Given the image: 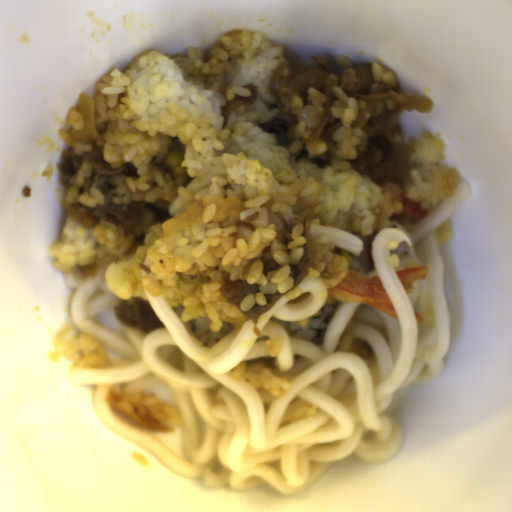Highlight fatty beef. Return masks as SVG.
<instances>
[{
	"instance_id": "51303b74",
	"label": "fatty beef",
	"mask_w": 512,
	"mask_h": 512,
	"mask_svg": "<svg viewBox=\"0 0 512 512\" xmlns=\"http://www.w3.org/2000/svg\"><path fill=\"white\" fill-rule=\"evenodd\" d=\"M231 272L225 270H218L212 274L209 278L210 282L219 283L222 285L220 291V298L236 308L245 318V320L252 321V332L257 337H261L262 334L258 328L259 317L265 312L271 309L277 302L283 297L284 293L277 290L275 293H265L266 304L259 305L255 304L250 308L249 311H243L241 309L242 300L251 293H260L258 284L248 282H232L230 279Z\"/></svg>"
},
{
	"instance_id": "1bbc456c",
	"label": "fatty beef",
	"mask_w": 512,
	"mask_h": 512,
	"mask_svg": "<svg viewBox=\"0 0 512 512\" xmlns=\"http://www.w3.org/2000/svg\"><path fill=\"white\" fill-rule=\"evenodd\" d=\"M117 192H105L104 203L96 208L85 207L80 202L70 204L65 213L70 219L77 221L83 228H91L100 222L122 226L123 234L133 235L134 239L125 253L127 256L144 245L150 229L163 225L173 218L169 212L170 201L158 199L154 202L130 201L116 205L113 198Z\"/></svg>"
},
{
	"instance_id": "5ad873be",
	"label": "fatty beef",
	"mask_w": 512,
	"mask_h": 512,
	"mask_svg": "<svg viewBox=\"0 0 512 512\" xmlns=\"http://www.w3.org/2000/svg\"><path fill=\"white\" fill-rule=\"evenodd\" d=\"M84 162L89 163L91 166L90 175L84 180L82 185L84 192H88L95 182H98L100 185L111 183L117 186L126 178L124 171L127 167L125 165L112 167L104 159L102 146H94L91 151L83 154H76L71 147L62 152L61 160L57 164L61 186L69 188L74 185V178Z\"/></svg>"
},
{
	"instance_id": "f438e4f6",
	"label": "fatty beef",
	"mask_w": 512,
	"mask_h": 512,
	"mask_svg": "<svg viewBox=\"0 0 512 512\" xmlns=\"http://www.w3.org/2000/svg\"><path fill=\"white\" fill-rule=\"evenodd\" d=\"M261 263H262V275L266 277L267 273L271 270H279L281 268V264H279L273 257L272 250L270 246H267L261 255Z\"/></svg>"
},
{
	"instance_id": "7934fd38",
	"label": "fatty beef",
	"mask_w": 512,
	"mask_h": 512,
	"mask_svg": "<svg viewBox=\"0 0 512 512\" xmlns=\"http://www.w3.org/2000/svg\"><path fill=\"white\" fill-rule=\"evenodd\" d=\"M302 237L306 240L302 257L297 264L290 263L288 266V276L293 279V287L298 286L306 278L308 271L315 267L332 248L331 244L311 237V230L304 231Z\"/></svg>"
},
{
	"instance_id": "2513f850",
	"label": "fatty beef",
	"mask_w": 512,
	"mask_h": 512,
	"mask_svg": "<svg viewBox=\"0 0 512 512\" xmlns=\"http://www.w3.org/2000/svg\"><path fill=\"white\" fill-rule=\"evenodd\" d=\"M113 313L116 321L123 326L136 328L147 335L165 326L160 322L150 301L142 296L122 299L117 307H113Z\"/></svg>"
},
{
	"instance_id": "6575b59f",
	"label": "fatty beef",
	"mask_w": 512,
	"mask_h": 512,
	"mask_svg": "<svg viewBox=\"0 0 512 512\" xmlns=\"http://www.w3.org/2000/svg\"><path fill=\"white\" fill-rule=\"evenodd\" d=\"M244 89L250 92L249 96H238L234 95L232 100H227L224 105L221 107V113L223 117V124L221 128H225L227 125L231 114L237 110L240 106H249L254 104L258 98L259 91L257 85L254 84H245Z\"/></svg>"
},
{
	"instance_id": "8fa450e3",
	"label": "fatty beef",
	"mask_w": 512,
	"mask_h": 512,
	"mask_svg": "<svg viewBox=\"0 0 512 512\" xmlns=\"http://www.w3.org/2000/svg\"><path fill=\"white\" fill-rule=\"evenodd\" d=\"M317 66H309L300 72H291L280 63L268 85V93L279 113L266 122H258L265 133H272L278 145L291 147L296 136L294 129L299 120L293 110L292 100L299 98L305 106L312 105L309 87L326 97L321 120L303 141L307 144L323 141L325 151L311 154L301 150L293 155L297 160L308 159L316 169L329 167L336 156V129L343 126L339 116L331 112L338 99L333 87H337L354 98L356 117L351 128L359 129L363 135L355 158L345 160L357 173L375 184L399 185L405 188L411 178L415 163L411 159L415 144L403 140L400 112L412 111L430 114L435 102L414 95H404L398 84L378 83L372 64L336 66L323 57H318Z\"/></svg>"
}]
</instances>
